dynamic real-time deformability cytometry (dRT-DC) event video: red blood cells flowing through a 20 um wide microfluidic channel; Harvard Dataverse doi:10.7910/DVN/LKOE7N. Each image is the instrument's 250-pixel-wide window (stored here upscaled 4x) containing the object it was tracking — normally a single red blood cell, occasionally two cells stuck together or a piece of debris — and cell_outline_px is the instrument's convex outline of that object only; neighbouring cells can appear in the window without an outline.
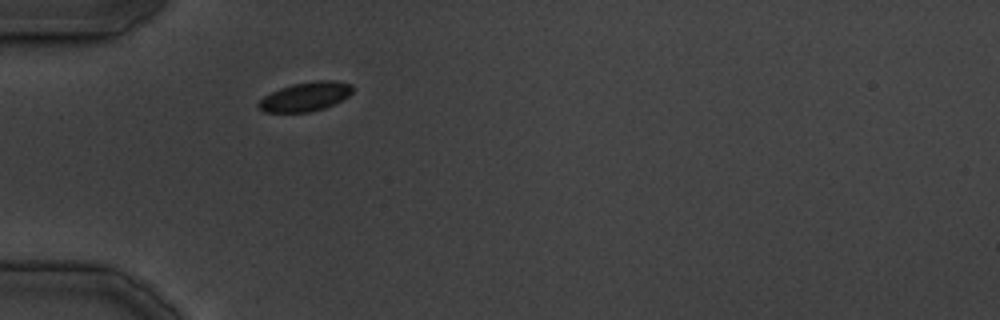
{"species": "common noctule bat (a hibernating species)", "species_latin": "Nyctalus noctula", "temperature_condition": "cold", "stored_images_in_passage": 28, "camera_frame_rate_fps": 3000, "um_per_image_px": 0.085, "animal": {"sex": "male", "body_mass_g": 19.5, "forearm_length_mm": 54.6}, "frame": {"image": 1, "passage_image": 1, "time_ms": 0.0, "image_size_px": [1000, 320], "cell_outline_px": [[352, 92], [344, 100], [324, 108], [308, 112], [264, 112], [256, 104], [264, 96], [280, 88], [292, 84], [316, 80], [336, 80], [352, 84]], "centroid_in_image_um": [25.99, 8.2], "position_along_channel_um": 59.0, "area_um2": 16.01}}
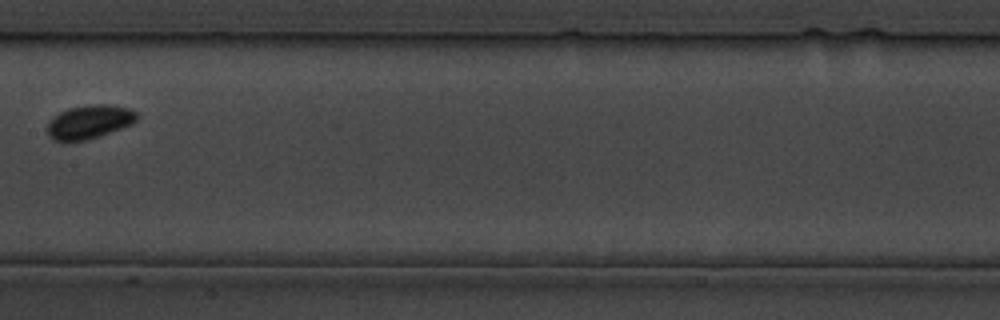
{"frame": {"image": 2, "passage_image": 9, "time_ms": 10.333, "image_size_px": [1000, 320], "cell_outline_px": [[136, 120], [132, 124], [100, 136], [88, 140], [52, 140], [48, 136], [48, 124], [60, 112], [72, 108], [96, 104], [104, 104], [132, 108], [136, 112]], "centroid_in_image_um": [7.63, 10.36], "position_along_channel_um": 199.8, "area_um2": 17.17}}
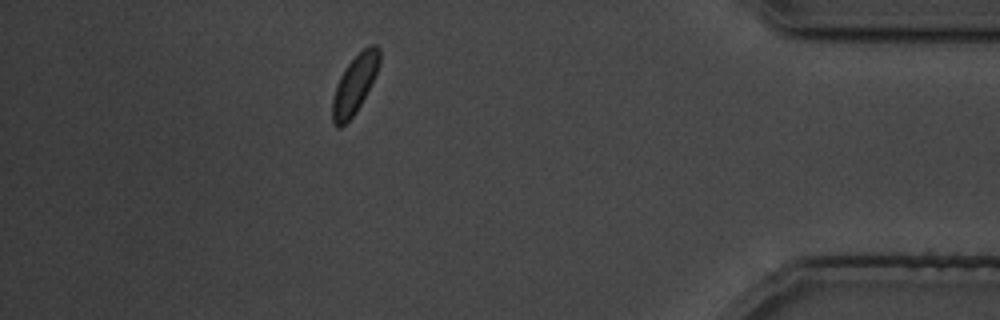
{"frame": {"image": 3, "passage_image": 23, "time_ms": 27.333, "image_size_px": [1000, 320], "cell_outline_px": [[380, 64], [356, 112], [340, 128], [336, 128], [332, 120], [332, 100], [336, 84], [344, 68], [368, 44], [376, 44], [380, 48]], "centroid_in_image_um": [30.13, 7.15], "position_along_channel_um": 405.1, "area_um2": 15.78}}